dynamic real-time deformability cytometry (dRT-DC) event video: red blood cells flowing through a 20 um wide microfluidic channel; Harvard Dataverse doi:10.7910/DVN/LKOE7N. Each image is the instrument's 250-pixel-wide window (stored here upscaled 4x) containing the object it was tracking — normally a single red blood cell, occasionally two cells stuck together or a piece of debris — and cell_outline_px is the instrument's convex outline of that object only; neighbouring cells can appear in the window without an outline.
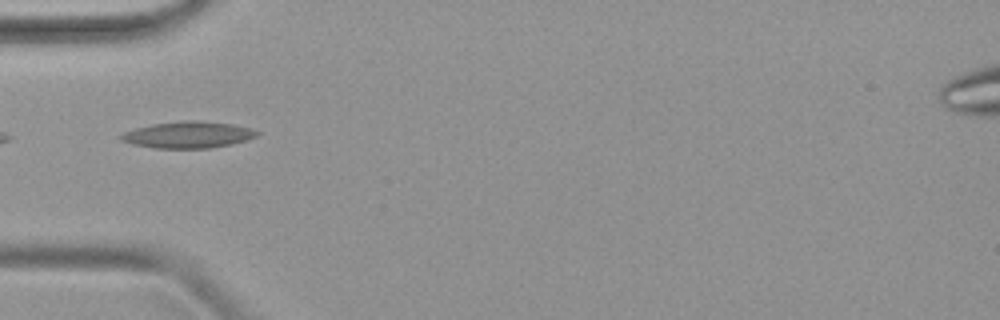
{"species": "common noctule bat (a hibernating species)", "species_latin": "Nyctalus noctula", "temperature_condition": "warm", "stored_images_in_passage": 34, "camera_frame_rate_fps": 3000, "um_per_image_px": 0.085, "animal": {"sex": "female", "body_mass_g": 19.9}, "frame": {"image": 1, "passage_image": 1, "time_ms": 0.0, "image_size_px": [1000, 320], "cell_outline_px": [[260, 132], [256, 136], [248, 140], [232, 144], [212, 148], [156, 148], [132, 144], [120, 140], [116, 136], [124, 132], [136, 128], [152, 124], [188, 120], [200, 120], [232, 124], [252, 128]], "centroid_in_image_um": [15.99, 11.45], "position_along_channel_um": 69.0, "area_um2": 21.21}}
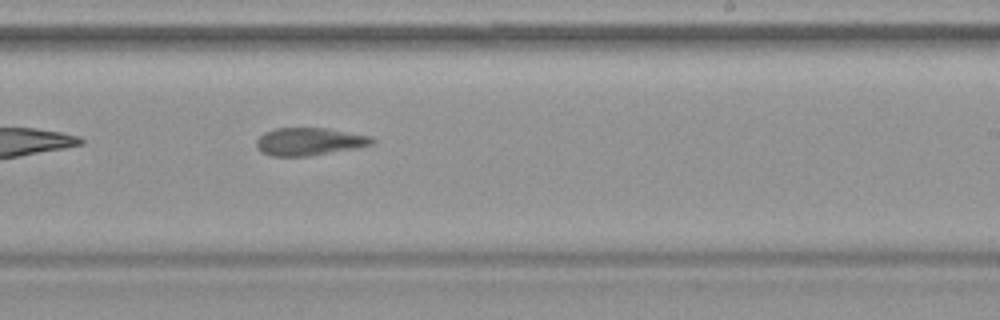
{"frame": {"image": 2, "passage_image": 15, "time_ms": 4.667, "image_size_px": [1000, 320], "cell_outline_px": [[376, 140], [372, 144], [356, 148], [312, 156], [272, 156], [260, 152], [256, 148], [256, 140], [264, 132], [276, 128], [328, 128], [372, 136]], "centroid_in_image_um": [26.29, 12.03], "position_along_channel_um": 262.7, "area_um2": 18.9}}
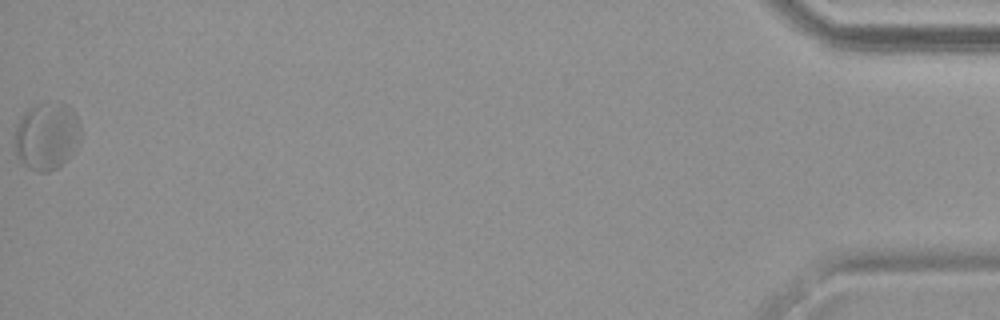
{"frame": {"image": 3, "passage_image": 34, "time_ms": 11.0, "image_size_px": [1000, 320], "cell_outline_px": [[80, 140], [68, 156], [56, 168], [48, 172], [36, 172], [28, 168], [16, 156], [16, 124], [24, 112], [28, 108], [40, 104], [60, 100], [68, 104], [72, 108], [80, 124]], "centroid_in_image_um": [3.97, 11.52], "position_along_channel_um": 431.2, "area_um2": 25.89}}